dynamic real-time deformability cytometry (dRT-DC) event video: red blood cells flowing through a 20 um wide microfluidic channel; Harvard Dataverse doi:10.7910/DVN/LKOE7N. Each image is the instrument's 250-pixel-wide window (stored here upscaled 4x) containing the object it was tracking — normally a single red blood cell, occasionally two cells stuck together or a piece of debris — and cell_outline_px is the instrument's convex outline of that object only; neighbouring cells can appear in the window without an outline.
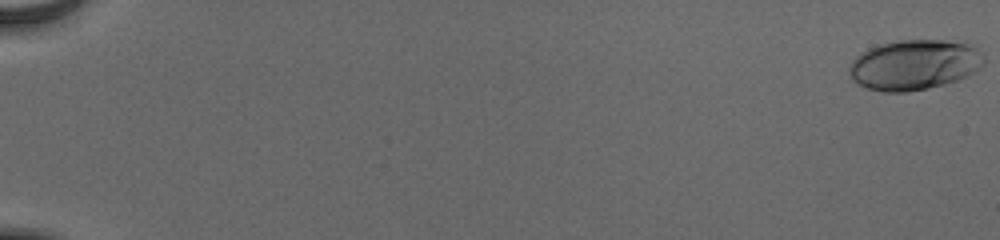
{"species": "human", "species_latin": "Homo sapiens", "temperature_condition": "cold", "stored_images_in_passage": 56, "camera_frame_rate_fps": 3000, "um_per_image_px": 0.085, "donor": {"sex": "male"}, "frame": {"image": 1, "passage_image": 1, "time_ms": 0.0, "image_size_px": [1000, 240], "cell_outline_px": [[984, 64], [980, 68], [956, 80], [944, 84], [928, 88], [908, 92], [880, 92], [868, 88], [860, 84], [848, 72], [848, 68], [852, 60], [860, 52], [868, 48], [880, 44], [900, 40], [944, 40], [976, 44], [984, 56]], "centroid_in_image_um": [77.74, 5.49], "position_along_channel_um": 7.3, "area_um2": 39.59}}
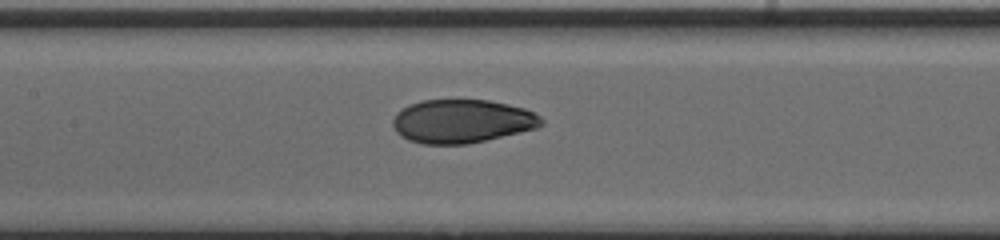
{"frame": {"image": 2, "passage_image": 30, "time_ms": 9.667, "image_size_px": [1000, 240], "cell_outline_px": [[544, 124], [536, 128], [520, 132], [468, 144], [424, 144], [408, 140], [400, 136], [396, 132], [392, 124], [392, 120], [396, 112], [408, 104], [424, 100], [488, 100], [508, 104], [524, 108], [540, 116], [544, 120]], "centroid_in_image_um": [39.24, 10.3], "position_along_channel_um": 168.2, "area_um2": 37.8}}
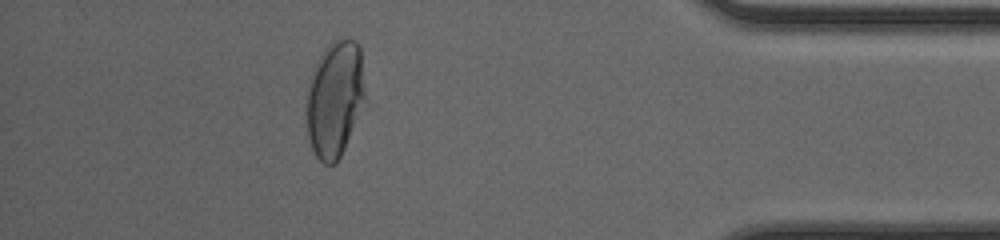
{"frame": {"image": 3, "passage_image": 51, "time_ms": 16.667, "image_size_px": [1000, 240], "cell_outline_px": [[364, 96], [344, 148], [336, 164], [324, 164], [316, 156], [312, 148], [308, 136], [304, 104], [308, 80], [312, 68], [316, 60], [324, 48], [332, 40], [340, 36], [356, 40], [360, 48], [364, 88]], "centroid_in_image_um": [28.38, 8.33], "position_along_channel_um": 406.8, "area_um2": 39.94}, "authors_computed_cell_mechanics": {"area_um2": 38.4081, "velocity_mm_per_s": 3.8863, "shape_relaxation_time_tau1_ms": 5.3458, "shape_relaxation_time_tau2_ms": null, "deformation_change_tau1": 0.1864, "deformation_change_tau2": null}}